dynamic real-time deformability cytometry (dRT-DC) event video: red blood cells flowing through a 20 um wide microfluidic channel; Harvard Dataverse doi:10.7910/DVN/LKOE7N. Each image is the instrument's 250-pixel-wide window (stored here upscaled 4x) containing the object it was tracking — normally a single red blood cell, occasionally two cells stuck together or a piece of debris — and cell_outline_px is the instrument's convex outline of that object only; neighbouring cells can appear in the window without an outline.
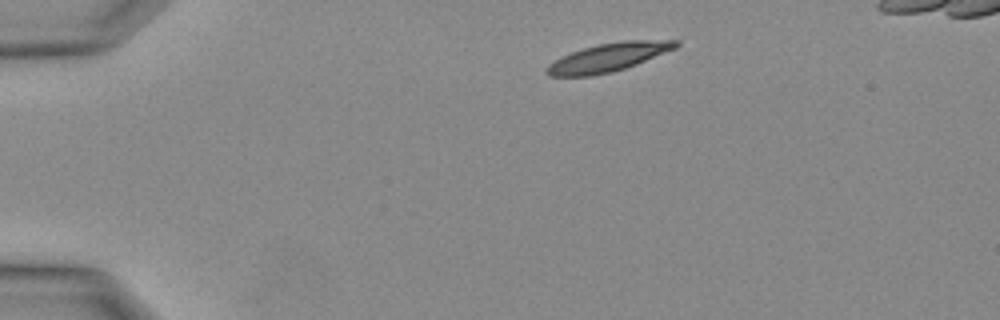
{"species": "Egyptian fruit bat (a non-hibernating species)", "species_latin": "Rousettus aegyptiacus", "temperature_condition": "warm", "stored_images_in_passage": 27, "camera_frame_rate_fps": 3000, "um_per_image_px": 0.085, "animal": {"sex": "female"}, "frame": {"image": 1, "passage_image": 1, "time_ms": 0.0, "image_size_px": [1000, 320], "cell_outline_px": [[680, 44], [676, 48], [636, 64], [612, 72], [588, 76], [548, 76], [544, 72], [544, 68], [548, 64], [560, 56], [584, 48], [600, 44], [624, 40], [680, 40]], "centroid_in_image_um": [51.67, 4.88], "position_along_channel_um": 33.3, "area_um2": 21.33}}
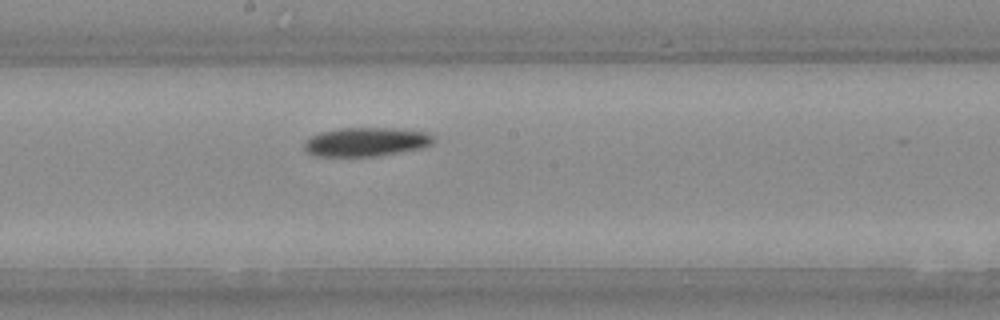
{"frame": {"image": 2, "passage_image": 13, "time_ms": 4.0, "image_size_px": [1000, 320], "cell_outline_px": [[436, 140], [432, 144], [424, 148], [376, 156], [312, 156], [304, 148], [304, 140], [320, 132], [340, 128], [396, 128], [428, 132]], "centroid_in_image_um": [31.14, 12.06], "position_along_channel_um": 217.1, "area_um2": 21.96}}
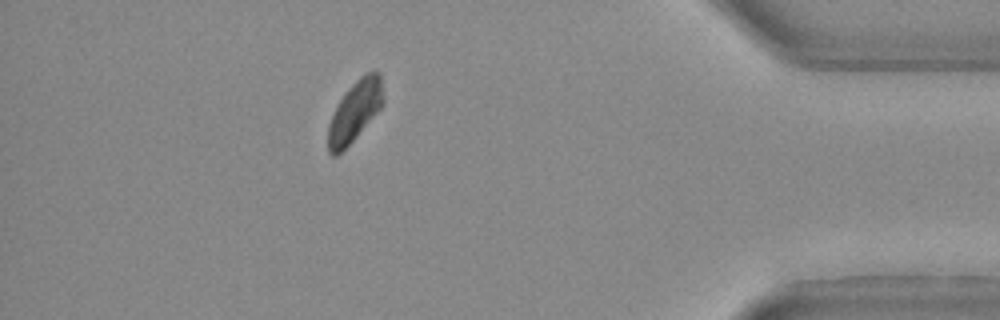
{"frame": {"image": 3, "passage_image": 24, "time_ms": 7.667, "image_size_px": [1000, 320], "cell_outline_px": [[384, 104], [356, 136], [336, 156], [332, 156], [328, 152], [328, 124], [344, 92], [360, 76], [368, 72], [376, 72], [380, 76], [384, 100]], "centroid_in_image_um": [30.15, 9.45], "position_along_channel_um": 405.0, "area_um2": 19.02}}